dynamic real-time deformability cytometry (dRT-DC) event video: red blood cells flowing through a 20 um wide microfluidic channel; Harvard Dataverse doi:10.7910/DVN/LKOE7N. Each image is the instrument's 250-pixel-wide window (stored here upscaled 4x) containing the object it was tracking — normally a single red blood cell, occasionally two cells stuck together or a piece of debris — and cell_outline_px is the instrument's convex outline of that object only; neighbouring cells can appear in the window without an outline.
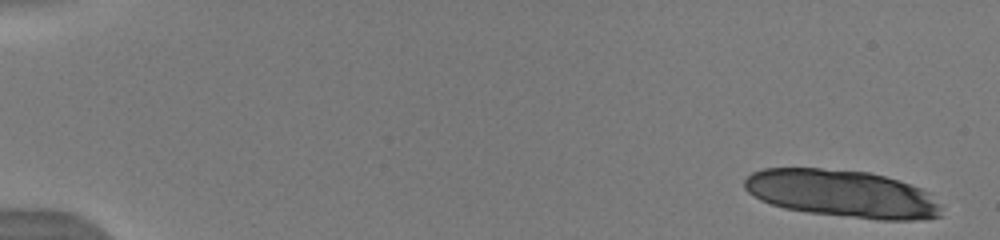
{"species": "human", "species_latin": "Homo sapiens", "temperature_condition": "warm", "stored_images_in_passage": 11, "camera_frame_rate_fps": 3000, "um_per_image_px": 0.085, "donor": {"sex": "male"}, "frame": {"image": 1, "passage_image": 1, "time_ms": 0.0, "image_size_px": [1000, 240], "cell_outline_px": [[928, 216], [868, 216], [832, 212], [800, 208], [760, 172], [780, 168], [808, 168], [848, 172], [876, 176], [892, 180], [908, 188]], "centroid_in_image_um": [71.83, 16.36], "position_along_channel_um": 13.2, "area_um2": 38.84}}